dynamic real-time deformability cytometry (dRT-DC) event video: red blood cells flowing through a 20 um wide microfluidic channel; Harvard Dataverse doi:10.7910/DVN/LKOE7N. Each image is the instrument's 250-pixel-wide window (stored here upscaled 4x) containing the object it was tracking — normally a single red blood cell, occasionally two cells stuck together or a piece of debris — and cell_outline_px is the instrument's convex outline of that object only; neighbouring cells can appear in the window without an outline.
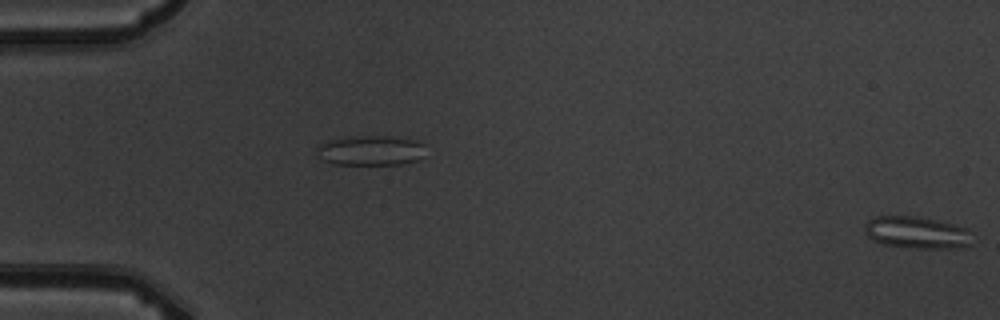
{"species": "common noctule bat (a hibernating species)", "species_latin": "Nyctalus noctula", "temperature_condition": "warm", "stored_images_in_passage": 5, "segment_of_instrument_passage": [2, 2], "camera_frame_rate_fps": 3000, "um_per_image_px": 0.085, "animal": {"sex": "male", "body_mass_g": 19.5, "forearm_length_mm": 54.6}, "frame": {"image": 1, "passage_image": 5, "time_ms": 4.667, "image_size_px": [1000, 320], "cell_outline_px": [[968, 244], [952, 248], [912, 248], [884, 244], [872, 240], [864, 232], [864, 224], [868, 220], [876, 216], [912, 216], [936, 220], [968, 228]], "centroid_in_image_um": [77.82, 19.75], "position_along_channel_um": 7.2, "area_um2": 19.71}}